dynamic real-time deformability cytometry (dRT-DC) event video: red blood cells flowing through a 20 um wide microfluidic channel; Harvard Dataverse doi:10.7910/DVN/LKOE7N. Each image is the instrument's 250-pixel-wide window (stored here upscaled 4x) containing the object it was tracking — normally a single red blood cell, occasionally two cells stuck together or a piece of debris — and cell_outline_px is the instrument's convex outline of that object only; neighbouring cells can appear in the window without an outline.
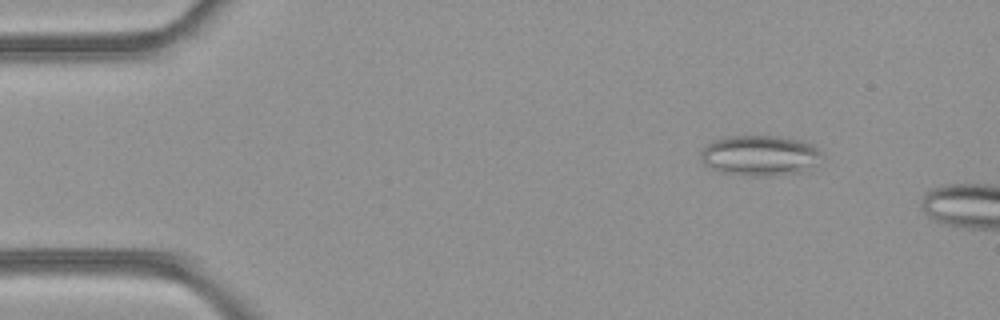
{"species": "common noctule bat (a hibernating species)", "species_latin": "Nyctalus noctula", "temperature_condition": "room temperature", "stored_images_in_passage": 47, "camera_frame_rate_fps": 3000, "um_per_image_px": 0.085, "animal": {"sex": "female", "body_mass_g": 21.9}, "frame": {"image": 1, "passage_image": 7, "time_ms": 2.0, "image_size_px": [1000, 320], "cell_outline_px": [[820, 152], [800, 172], [768, 176], [752, 176], [720, 172], [704, 164], [700, 160], [700, 152], [704, 144], [712, 140], [728, 136], [780, 136], [804, 140], [812, 144]], "centroid_in_image_um": [64.43, 13.19], "position_along_channel_um": 20.6, "area_um2": 28.09}}
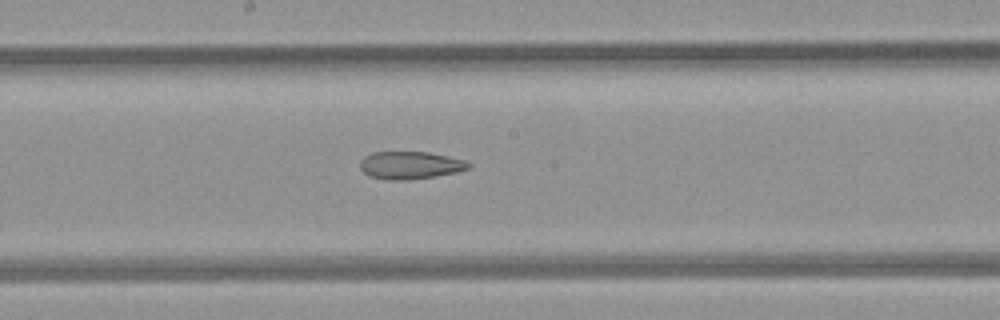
{"frame": {"image": 2, "passage_image": 27, "time_ms": 8.667, "image_size_px": [1000, 320], "cell_outline_px": [[472, 168], [456, 172], [436, 176], [412, 180], [388, 180], [368, 176], [360, 168], [360, 160], [364, 156], [372, 152], [428, 152], [448, 156], [464, 160], [472, 164]], "centroid_in_image_um": [34.87, 14.05], "position_along_channel_um": 213.3, "area_um2": 17.69}}
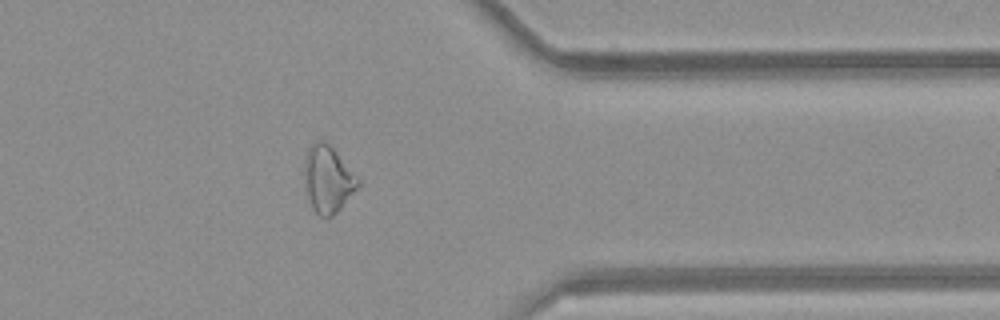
{"frame": {"image": 3, "passage_image": 40, "time_ms": 13.0, "image_size_px": [1000, 320], "cell_outline_px": [[360, 184], [340, 208], [332, 216], [324, 220], [312, 208], [308, 196], [304, 168], [304, 164], [308, 152], [312, 144], [316, 140], [324, 140], [332, 148], [360, 180]], "centroid_in_image_um": [27.87, 15.26], "position_along_channel_um": 383.5, "area_um2": 20.29}, "authors_computed_cell_mechanics": {"area_um2": 21.4438, "velocity_mm_per_s": 4.2359, "shape_relaxation_time_tau1_ms": null, "shape_relaxation_time_tau2_ms": 5.4496, "deformation_change_tau1": null, "deformation_change_tau2": 0.1566}}